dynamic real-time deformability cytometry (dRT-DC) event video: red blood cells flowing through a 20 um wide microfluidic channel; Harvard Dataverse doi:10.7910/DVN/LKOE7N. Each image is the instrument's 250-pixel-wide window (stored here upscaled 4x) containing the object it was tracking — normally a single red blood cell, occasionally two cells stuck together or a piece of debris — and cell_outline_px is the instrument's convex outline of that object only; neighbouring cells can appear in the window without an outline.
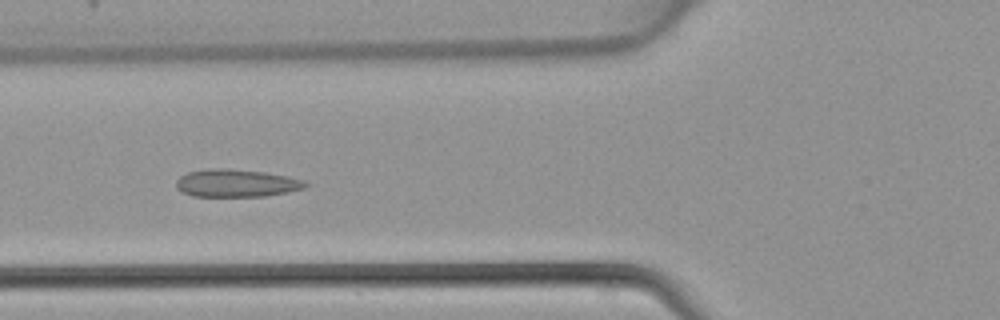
{"species": "common noctule bat (a hibernating species)", "species_latin": "Nyctalus noctula", "temperature_condition": "warm", "stored_images_in_passage": 38, "camera_frame_rate_fps": 3000, "um_per_image_px": 0.085, "animal": {"sex": "female", "body_mass_g": 22.7, "forearm_length_mm": 54.2}, "frame": {"image": 1, "passage_image": 16, "time_ms": 5.0, "image_size_px": [1000, 320], "cell_outline_px": [[312, 184], [304, 188], [288, 192], [264, 196], [192, 196], [180, 192], [176, 188], [176, 180], [180, 176], [188, 172], [212, 168], [228, 168], [264, 172], [288, 176], [304, 180]], "centroid_in_image_um": [20.1, 15.56], "position_along_channel_um": 105.7, "area_um2": 21.04}}
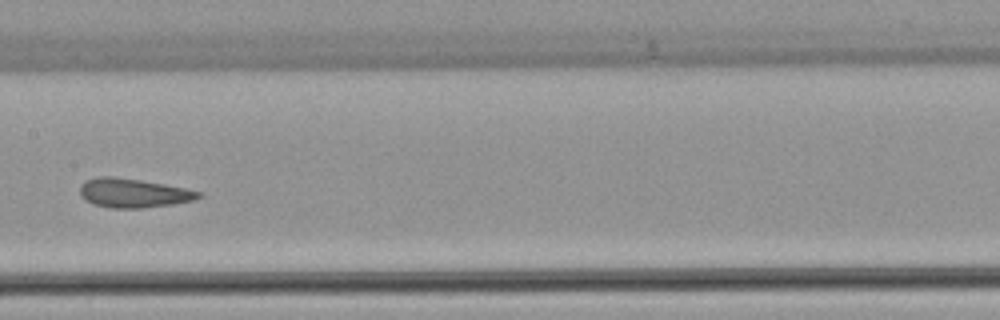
{"frame": {"image": 2, "passage_image": 22, "time_ms": 7.0, "image_size_px": [1000, 320], "cell_outline_px": [[204, 196], [192, 200], [172, 204], [140, 208], [108, 208], [92, 204], [84, 200], [80, 196], [80, 184], [96, 176], [116, 176], [164, 184], [204, 192]], "centroid_in_image_um": [11.31, 16.4], "position_along_channel_um": 196.1, "area_um2": 20.29}}
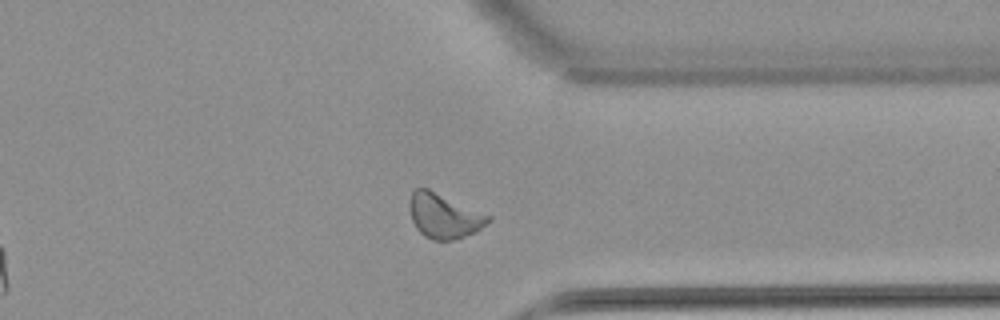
{"frame": {"image": 3, "passage_image": 34, "time_ms": 11.0, "image_size_px": [1000, 320], "cell_outline_px": [[492, 220], [476, 232], [456, 240], [432, 240], [424, 236], [416, 228], [412, 220], [408, 208], [408, 200], [412, 192], [416, 188], [428, 188], [492, 216]], "centroid_in_image_um": [37.73, 18.35], "position_along_channel_um": 373.7, "area_um2": 20.81}}